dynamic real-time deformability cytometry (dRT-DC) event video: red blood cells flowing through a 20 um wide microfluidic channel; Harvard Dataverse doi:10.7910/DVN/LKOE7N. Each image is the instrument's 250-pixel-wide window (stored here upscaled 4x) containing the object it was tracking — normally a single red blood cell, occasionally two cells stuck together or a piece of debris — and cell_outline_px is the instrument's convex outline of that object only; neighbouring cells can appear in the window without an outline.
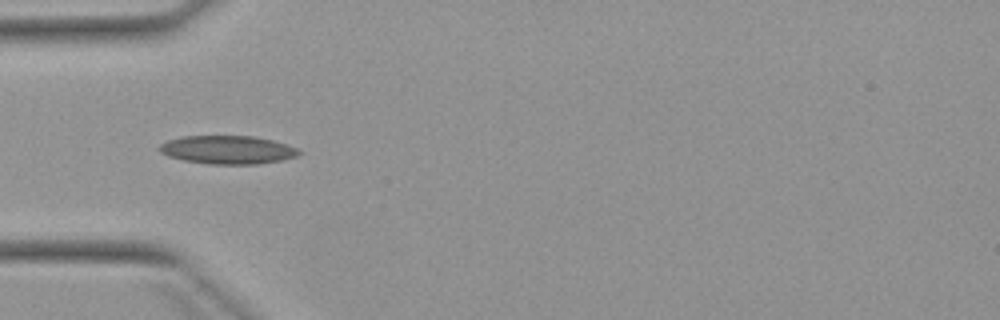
{"species": "Egyptian fruit bat (a non-hibernating species)", "species_latin": "Rousettus aegyptiacus", "temperature_condition": "warm", "stored_images_in_passage": 2, "camera_frame_rate_fps": 3000, "um_per_image_px": 0.085, "animal": {"sex": "female"}, "frame": {"image": 1, "passage_image": 2, "time_ms": 1.333, "image_size_px": [1000, 320], "cell_outline_px": [[304, 152], [296, 156], [280, 160], [256, 164], [208, 164], [184, 160], [168, 156], [160, 152], [156, 148], [160, 144], [168, 140], [184, 136], [252, 136], [272, 140], [296, 148]], "centroid_in_image_um": [19.31, 12.73], "position_along_channel_um": 65.7, "area_um2": 22.95}}